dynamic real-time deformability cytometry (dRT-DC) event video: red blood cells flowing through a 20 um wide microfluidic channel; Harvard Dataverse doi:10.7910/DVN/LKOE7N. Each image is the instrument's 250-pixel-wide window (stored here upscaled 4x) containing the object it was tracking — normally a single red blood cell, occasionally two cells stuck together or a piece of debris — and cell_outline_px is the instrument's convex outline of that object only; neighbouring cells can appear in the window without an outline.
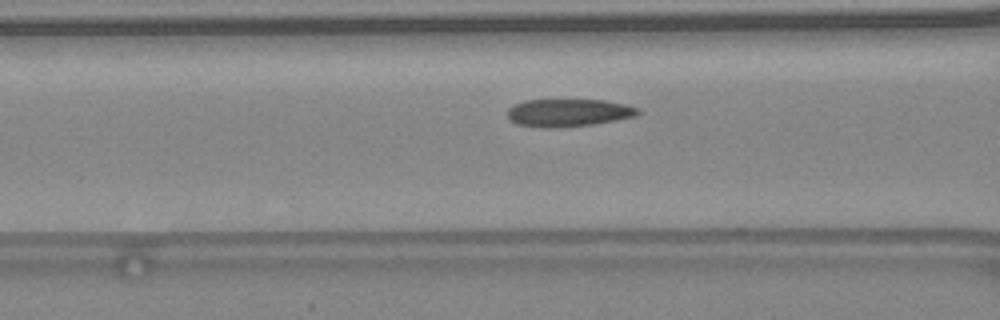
{"species": "common noctule bat (a hibernating species)", "species_latin": "Nyctalus noctula", "temperature_condition": "warm", "stored_images_in_passage": 38, "camera_frame_rate_fps": 3000, "um_per_image_px": 0.085, "animal": {"sex": "female", "body_mass_g": 24.6, "forearm_length_mm": 56.2}, "frame": {"image": 1, "passage_image": 12, "time_ms": 3.667, "image_size_px": [1000, 320], "cell_outline_px": [[640, 112], [636, 116], [616, 120], [592, 124], [552, 128], [548, 128], [516, 124], [508, 120], [508, 108], [524, 100], [604, 100], [624, 104], [640, 108]], "centroid_in_image_um": [48.31, 9.58], "position_along_channel_um": 118.3, "area_um2": 20.98}, "authors_computed_cell_mechanics": {"area_um2": 21.2993, "velocity_mm_per_s": 4.5047, "shape_relaxation_time_tau1_ms": 3.8953, "shape_relaxation_time_tau2_ms": 3.5085, "deformation_change_tau1": 0.1034, "deformation_change_tau2": 0.0718}}